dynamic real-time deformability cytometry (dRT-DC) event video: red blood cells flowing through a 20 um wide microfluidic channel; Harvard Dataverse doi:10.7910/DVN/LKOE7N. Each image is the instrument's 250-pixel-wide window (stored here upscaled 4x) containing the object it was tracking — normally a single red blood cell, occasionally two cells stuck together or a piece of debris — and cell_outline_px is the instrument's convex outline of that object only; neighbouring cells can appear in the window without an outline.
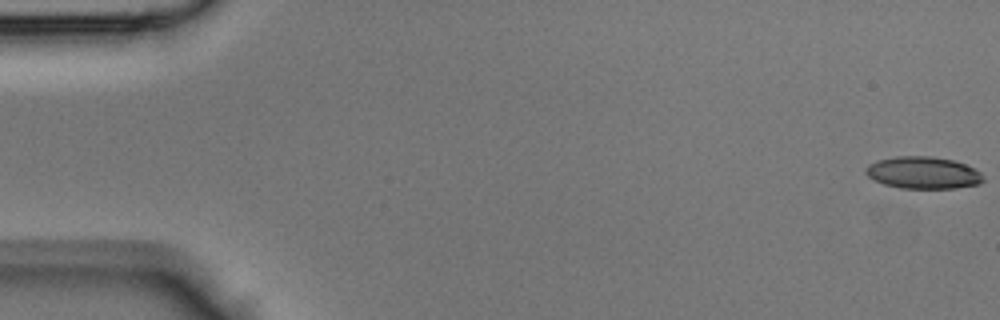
{"species": "Egyptian fruit bat (a non-hibernating species)", "species_latin": "Rousettus aegyptiacus", "temperature_condition": "room temperature", "stored_images_in_passage": 43, "camera_frame_rate_fps": 3000, "um_per_image_px": 0.085, "animal": {"sex": "male"}, "frame": {"image": 1, "passage_image": 1, "time_ms": 0.0, "image_size_px": [1000, 320], "cell_outline_px": [[984, 180], [980, 184], [956, 188], [900, 188], [884, 184], [868, 176], [864, 172], [864, 168], [868, 164], [876, 160], [896, 156], [932, 156], [952, 160], [964, 164], [980, 172]], "centroid_in_image_um": [78.43, 14.68], "position_along_channel_um": 6.6, "area_um2": 21.96}}
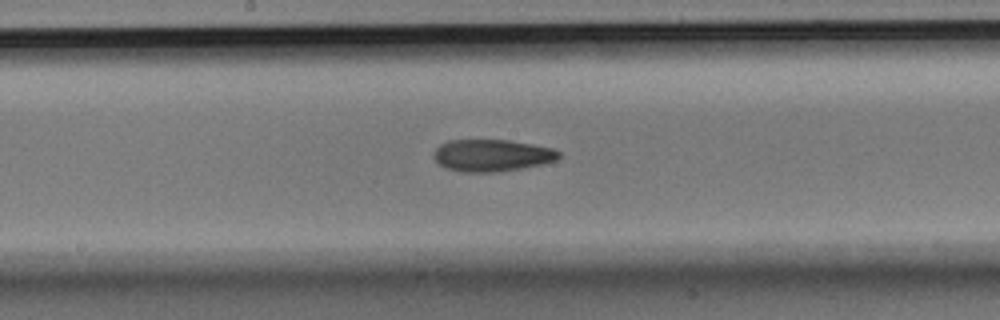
{"frame": {"image": 2, "passage_image": 23, "time_ms": 7.333, "image_size_px": [1000, 320], "cell_outline_px": [[560, 156], [556, 160], [544, 164], [496, 172], [460, 172], [448, 168], [440, 164], [432, 156], [432, 152], [440, 144], [448, 140], [508, 140], [532, 144], [552, 148], [560, 152]], "centroid_in_image_um": [41.8, 13.2], "position_along_channel_um": 206.4, "area_um2": 23.35}}
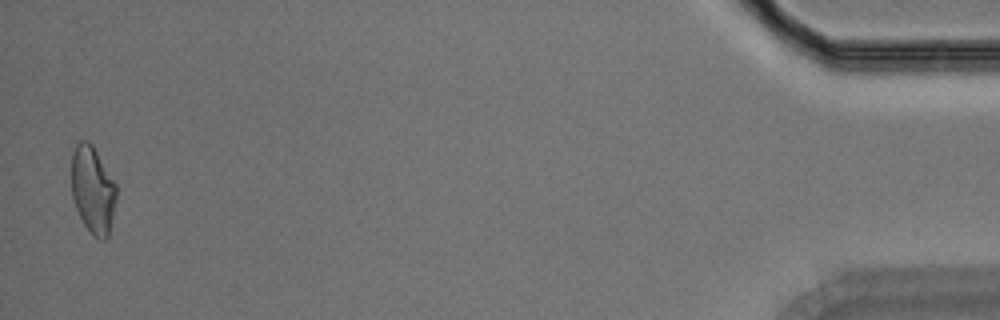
{"frame": {"image": 3, "passage_image": 43, "time_ms": 14.0, "image_size_px": [1000, 320], "cell_outline_px": [[116, 200], [108, 236], [104, 240], [100, 240], [84, 224], [76, 208], [72, 196], [72, 152], [76, 144], [80, 140], [88, 140], [92, 144], [116, 184]], "centroid_in_image_um": [7.88, 16.1], "position_along_channel_um": 427.3, "area_um2": 22.54}}